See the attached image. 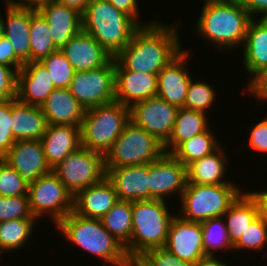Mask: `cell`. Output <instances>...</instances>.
Returning <instances> with one entry per match:
<instances>
[{
  "instance_id": "cell-1",
  "label": "cell",
  "mask_w": 267,
  "mask_h": 266,
  "mask_svg": "<svg viewBox=\"0 0 267 266\" xmlns=\"http://www.w3.org/2000/svg\"><path fill=\"white\" fill-rule=\"evenodd\" d=\"M154 21L140 26L114 57L126 70L158 75L183 50L178 25Z\"/></svg>"
},
{
  "instance_id": "cell-2",
  "label": "cell",
  "mask_w": 267,
  "mask_h": 266,
  "mask_svg": "<svg viewBox=\"0 0 267 266\" xmlns=\"http://www.w3.org/2000/svg\"><path fill=\"white\" fill-rule=\"evenodd\" d=\"M196 22L197 34L215 48L243 47L247 27L253 19L240 0H204Z\"/></svg>"
},
{
  "instance_id": "cell-3",
  "label": "cell",
  "mask_w": 267,
  "mask_h": 266,
  "mask_svg": "<svg viewBox=\"0 0 267 266\" xmlns=\"http://www.w3.org/2000/svg\"><path fill=\"white\" fill-rule=\"evenodd\" d=\"M139 27L132 17L106 0H91L82 14V30L114 57L130 42Z\"/></svg>"
},
{
  "instance_id": "cell-4",
  "label": "cell",
  "mask_w": 267,
  "mask_h": 266,
  "mask_svg": "<svg viewBox=\"0 0 267 266\" xmlns=\"http://www.w3.org/2000/svg\"><path fill=\"white\" fill-rule=\"evenodd\" d=\"M55 226L68 241L114 266H129L124 246L103 226L100 219L85 218L73 211Z\"/></svg>"
},
{
  "instance_id": "cell-5",
  "label": "cell",
  "mask_w": 267,
  "mask_h": 266,
  "mask_svg": "<svg viewBox=\"0 0 267 266\" xmlns=\"http://www.w3.org/2000/svg\"><path fill=\"white\" fill-rule=\"evenodd\" d=\"M165 201L151 199L132 202V235L124 247L129 259L165 246L170 224L176 216L169 213Z\"/></svg>"
},
{
  "instance_id": "cell-6",
  "label": "cell",
  "mask_w": 267,
  "mask_h": 266,
  "mask_svg": "<svg viewBox=\"0 0 267 266\" xmlns=\"http://www.w3.org/2000/svg\"><path fill=\"white\" fill-rule=\"evenodd\" d=\"M129 121V107L116 101L87 109L80 127L81 146L105 156Z\"/></svg>"
},
{
  "instance_id": "cell-7",
  "label": "cell",
  "mask_w": 267,
  "mask_h": 266,
  "mask_svg": "<svg viewBox=\"0 0 267 266\" xmlns=\"http://www.w3.org/2000/svg\"><path fill=\"white\" fill-rule=\"evenodd\" d=\"M242 193L236 184H187L181 195V215L187 221L203 222L221 217Z\"/></svg>"
},
{
  "instance_id": "cell-8",
  "label": "cell",
  "mask_w": 267,
  "mask_h": 266,
  "mask_svg": "<svg viewBox=\"0 0 267 266\" xmlns=\"http://www.w3.org/2000/svg\"><path fill=\"white\" fill-rule=\"evenodd\" d=\"M165 153L163 143L129 121L105 154V168L149 164Z\"/></svg>"
},
{
  "instance_id": "cell-9",
  "label": "cell",
  "mask_w": 267,
  "mask_h": 266,
  "mask_svg": "<svg viewBox=\"0 0 267 266\" xmlns=\"http://www.w3.org/2000/svg\"><path fill=\"white\" fill-rule=\"evenodd\" d=\"M52 172L74 197L106 176L104 155L81 146L53 167Z\"/></svg>"
},
{
  "instance_id": "cell-10",
  "label": "cell",
  "mask_w": 267,
  "mask_h": 266,
  "mask_svg": "<svg viewBox=\"0 0 267 266\" xmlns=\"http://www.w3.org/2000/svg\"><path fill=\"white\" fill-rule=\"evenodd\" d=\"M28 198L33 216L49 214L53 224L73 211V195L52 171L28 185Z\"/></svg>"
},
{
  "instance_id": "cell-11",
  "label": "cell",
  "mask_w": 267,
  "mask_h": 266,
  "mask_svg": "<svg viewBox=\"0 0 267 266\" xmlns=\"http://www.w3.org/2000/svg\"><path fill=\"white\" fill-rule=\"evenodd\" d=\"M114 58L103 67L75 71L69 87L71 94L87 110L115 101Z\"/></svg>"
},
{
  "instance_id": "cell-12",
  "label": "cell",
  "mask_w": 267,
  "mask_h": 266,
  "mask_svg": "<svg viewBox=\"0 0 267 266\" xmlns=\"http://www.w3.org/2000/svg\"><path fill=\"white\" fill-rule=\"evenodd\" d=\"M129 109L130 121L164 144L170 137L179 108L155 96L136 102Z\"/></svg>"
},
{
  "instance_id": "cell-13",
  "label": "cell",
  "mask_w": 267,
  "mask_h": 266,
  "mask_svg": "<svg viewBox=\"0 0 267 266\" xmlns=\"http://www.w3.org/2000/svg\"><path fill=\"white\" fill-rule=\"evenodd\" d=\"M149 200H164L174 194L180 197L187 186V167L172 154L164 153L148 164Z\"/></svg>"
},
{
  "instance_id": "cell-14",
  "label": "cell",
  "mask_w": 267,
  "mask_h": 266,
  "mask_svg": "<svg viewBox=\"0 0 267 266\" xmlns=\"http://www.w3.org/2000/svg\"><path fill=\"white\" fill-rule=\"evenodd\" d=\"M164 248L192 264L204 257L201 222L187 221L176 215L170 224Z\"/></svg>"
},
{
  "instance_id": "cell-15",
  "label": "cell",
  "mask_w": 267,
  "mask_h": 266,
  "mask_svg": "<svg viewBox=\"0 0 267 266\" xmlns=\"http://www.w3.org/2000/svg\"><path fill=\"white\" fill-rule=\"evenodd\" d=\"M3 159L20 174L27 184L52 171L46 162L40 140L15 141Z\"/></svg>"
},
{
  "instance_id": "cell-16",
  "label": "cell",
  "mask_w": 267,
  "mask_h": 266,
  "mask_svg": "<svg viewBox=\"0 0 267 266\" xmlns=\"http://www.w3.org/2000/svg\"><path fill=\"white\" fill-rule=\"evenodd\" d=\"M188 50H183L157 75V95L168 103L184 107L186 94L192 77L186 68Z\"/></svg>"
},
{
  "instance_id": "cell-17",
  "label": "cell",
  "mask_w": 267,
  "mask_h": 266,
  "mask_svg": "<svg viewBox=\"0 0 267 266\" xmlns=\"http://www.w3.org/2000/svg\"><path fill=\"white\" fill-rule=\"evenodd\" d=\"M60 51L75 71H87L106 66L114 56L102 47L89 33L81 30Z\"/></svg>"
},
{
  "instance_id": "cell-18",
  "label": "cell",
  "mask_w": 267,
  "mask_h": 266,
  "mask_svg": "<svg viewBox=\"0 0 267 266\" xmlns=\"http://www.w3.org/2000/svg\"><path fill=\"white\" fill-rule=\"evenodd\" d=\"M115 101L131 107L157 95V75L126 70L115 58Z\"/></svg>"
},
{
  "instance_id": "cell-19",
  "label": "cell",
  "mask_w": 267,
  "mask_h": 266,
  "mask_svg": "<svg viewBox=\"0 0 267 266\" xmlns=\"http://www.w3.org/2000/svg\"><path fill=\"white\" fill-rule=\"evenodd\" d=\"M54 89L52 79L41 62L25 63L18 71L16 99L21 103L41 107Z\"/></svg>"
},
{
  "instance_id": "cell-20",
  "label": "cell",
  "mask_w": 267,
  "mask_h": 266,
  "mask_svg": "<svg viewBox=\"0 0 267 266\" xmlns=\"http://www.w3.org/2000/svg\"><path fill=\"white\" fill-rule=\"evenodd\" d=\"M118 200L136 202L149 200L148 164L105 168Z\"/></svg>"
},
{
  "instance_id": "cell-21",
  "label": "cell",
  "mask_w": 267,
  "mask_h": 266,
  "mask_svg": "<svg viewBox=\"0 0 267 266\" xmlns=\"http://www.w3.org/2000/svg\"><path fill=\"white\" fill-rule=\"evenodd\" d=\"M6 1V20L2 19V31L12 44L15 55L25 64L30 62L31 8L14 0ZM6 21V22H5Z\"/></svg>"
},
{
  "instance_id": "cell-22",
  "label": "cell",
  "mask_w": 267,
  "mask_h": 266,
  "mask_svg": "<svg viewBox=\"0 0 267 266\" xmlns=\"http://www.w3.org/2000/svg\"><path fill=\"white\" fill-rule=\"evenodd\" d=\"M117 201V193L105 176L74 196L73 212L85 218L101 219Z\"/></svg>"
},
{
  "instance_id": "cell-23",
  "label": "cell",
  "mask_w": 267,
  "mask_h": 266,
  "mask_svg": "<svg viewBox=\"0 0 267 266\" xmlns=\"http://www.w3.org/2000/svg\"><path fill=\"white\" fill-rule=\"evenodd\" d=\"M36 10L48 23L58 49L82 30V14L58 1L41 5Z\"/></svg>"
},
{
  "instance_id": "cell-24",
  "label": "cell",
  "mask_w": 267,
  "mask_h": 266,
  "mask_svg": "<svg viewBox=\"0 0 267 266\" xmlns=\"http://www.w3.org/2000/svg\"><path fill=\"white\" fill-rule=\"evenodd\" d=\"M40 108L47 123L52 125L81 127L86 113V109L71 94L69 88H55Z\"/></svg>"
},
{
  "instance_id": "cell-25",
  "label": "cell",
  "mask_w": 267,
  "mask_h": 266,
  "mask_svg": "<svg viewBox=\"0 0 267 266\" xmlns=\"http://www.w3.org/2000/svg\"><path fill=\"white\" fill-rule=\"evenodd\" d=\"M40 141L46 162L52 169L66 156L81 147L80 127L48 124Z\"/></svg>"
},
{
  "instance_id": "cell-26",
  "label": "cell",
  "mask_w": 267,
  "mask_h": 266,
  "mask_svg": "<svg viewBox=\"0 0 267 266\" xmlns=\"http://www.w3.org/2000/svg\"><path fill=\"white\" fill-rule=\"evenodd\" d=\"M242 49L244 70L251 75V83L267 68V20L254 17L250 21Z\"/></svg>"
},
{
  "instance_id": "cell-27",
  "label": "cell",
  "mask_w": 267,
  "mask_h": 266,
  "mask_svg": "<svg viewBox=\"0 0 267 266\" xmlns=\"http://www.w3.org/2000/svg\"><path fill=\"white\" fill-rule=\"evenodd\" d=\"M11 115V131L15 141L40 140L46 132L48 123L40 107L11 98Z\"/></svg>"
},
{
  "instance_id": "cell-28",
  "label": "cell",
  "mask_w": 267,
  "mask_h": 266,
  "mask_svg": "<svg viewBox=\"0 0 267 266\" xmlns=\"http://www.w3.org/2000/svg\"><path fill=\"white\" fill-rule=\"evenodd\" d=\"M223 146H219L211 154L198 159L187 166V184L218 185L233 184L223 180L228 165ZM226 163V164H225Z\"/></svg>"
},
{
  "instance_id": "cell-29",
  "label": "cell",
  "mask_w": 267,
  "mask_h": 266,
  "mask_svg": "<svg viewBox=\"0 0 267 266\" xmlns=\"http://www.w3.org/2000/svg\"><path fill=\"white\" fill-rule=\"evenodd\" d=\"M207 120L206 113L179 108L170 137L163 144L165 153L171 154L182 142L206 131Z\"/></svg>"
},
{
  "instance_id": "cell-30",
  "label": "cell",
  "mask_w": 267,
  "mask_h": 266,
  "mask_svg": "<svg viewBox=\"0 0 267 266\" xmlns=\"http://www.w3.org/2000/svg\"><path fill=\"white\" fill-rule=\"evenodd\" d=\"M258 216L255 201L247 192L243 191L223 215V218L226 219V228L232 245L239 240Z\"/></svg>"
},
{
  "instance_id": "cell-31",
  "label": "cell",
  "mask_w": 267,
  "mask_h": 266,
  "mask_svg": "<svg viewBox=\"0 0 267 266\" xmlns=\"http://www.w3.org/2000/svg\"><path fill=\"white\" fill-rule=\"evenodd\" d=\"M100 220L124 247L130 242L133 229L132 202L118 200Z\"/></svg>"
},
{
  "instance_id": "cell-32",
  "label": "cell",
  "mask_w": 267,
  "mask_h": 266,
  "mask_svg": "<svg viewBox=\"0 0 267 266\" xmlns=\"http://www.w3.org/2000/svg\"><path fill=\"white\" fill-rule=\"evenodd\" d=\"M56 50L48 23L36 9L31 8L30 62H40Z\"/></svg>"
},
{
  "instance_id": "cell-33",
  "label": "cell",
  "mask_w": 267,
  "mask_h": 266,
  "mask_svg": "<svg viewBox=\"0 0 267 266\" xmlns=\"http://www.w3.org/2000/svg\"><path fill=\"white\" fill-rule=\"evenodd\" d=\"M209 127L206 131L182 142L171 154L185 167L215 151L220 145Z\"/></svg>"
},
{
  "instance_id": "cell-34",
  "label": "cell",
  "mask_w": 267,
  "mask_h": 266,
  "mask_svg": "<svg viewBox=\"0 0 267 266\" xmlns=\"http://www.w3.org/2000/svg\"><path fill=\"white\" fill-rule=\"evenodd\" d=\"M36 218L12 219L0 222V254L21 249L32 235Z\"/></svg>"
},
{
  "instance_id": "cell-35",
  "label": "cell",
  "mask_w": 267,
  "mask_h": 266,
  "mask_svg": "<svg viewBox=\"0 0 267 266\" xmlns=\"http://www.w3.org/2000/svg\"><path fill=\"white\" fill-rule=\"evenodd\" d=\"M205 255H213L215 250L233 249L223 216L201 222Z\"/></svg>"
},
{
  "instance_id": "cell-36",
  "label": "cell",
  "mask_w": 267,
  "mask_h": 266,
  "mask_svg": "<svg viewBox=\"0 0 267 266\" xmlns=\"http://www.w3.org/2000/svg\"><path fill=\"white\" fill-rule=\"evenodd\" d=\"M42 65L47 69L55 88H69L75 70L60 49L43 58Z\"/></svg>"
},
{
  "instance_id": "cell-37",
  "label": "cell",
  "mask_w": 267,
  "mask_h": 266,
  "mask_svg": "<svg viewBox=\"0 0 267 266\" xmlns=\"http://www.w3.org/2000/svg\"><path fill=\"white\" fill-rule=\"evenodd\" d=\"M215 90L210 84L203 81H190V85L186 94L184 108L193 111L206 113L215 99Z\"/></svg>"
},
{
  "instance_id": "cell-38",
  "label": "cell",
  "mask_w": 267,
  "mask_h": 266,
  "mask_svg": "<svg viewBox=\"0 0 267 266\" xmlns=\"http://www.w3.org/2000/svg\"><path fill=\"white\" fill-rule=\"evenodd\" d=\"M28 185L13 167L0 158V196H28Z\"/></svg>"
},
{
  "instance_id": "cell-39",
  "label": "cell",
  "mask_w": 267,
  "mask_h": 266,
  "mask_svg": "<svg viewBox=\"0 0 267 266\" xmlns=\"http://www.w3.org/2000/svg\"><path fill=\"white\" fill-rule=\"evenodd\" d=\"M267 245V223L260 218L257 219L244 231L239 240L233 245L237 252L242 249L261 250ZM239 249V250H238Z\"/></svg>"
},
{
  "instance_id": "cell-40",
  "label": "cell",
  "mask_w": 267,
  "mask_h": 266,
  "mask_svg": "<svg viewBox=\"0 0 267 266\" xmlns=\"http://www.w3.org/2000/svg\"><path fill=\"white\" fill-rule=\"evenodd\" d=\"M21 218H35L30 209L28 196H0V222Z\"/></svg>"
},
{
  "instance_id": "cell-41",
  "label": "cell",
  "mask_w": 267,
  "mask_h": 266,
  "mask_svg": "<svg viewBox=\"0 0 267 266\" xmlns=\"http://www.w3.org/2000/svg\"><path fill=\"white\" fill-rule=\"evenodd\" d=\"M12 120L11 99L0 101V158L9 152L15 142L11 131Z\"/></svg>"
},
{
  "instance_id": "cell-42",
  "label": "cell",
  "mask_w": 267,
  "mask_h": 266,
  "mask_svg": "<svg viewBox=\"0 0 267 266\" xmlns=\"http://www.w3.org/2000/svg\"><path fill=\"white\" fill-rule=\"evenodd\" d=\"M142 256L152 266H194V264L183 261L171 254L164 247L147 250Z\"/></svg>"
},
{
  "instance_id": "cell-43",
  "label": "cell",
  "mask_w": 267,
  "mask_h": 266,
  "mask_svg": "<svg viewBox=\"0 0 267 266\" xmlns=\"http://www.w3.org/2000/svg\"><path fill=\"white\" fill-rule=\"evenodd\" d=\"M18 72L0 64V101L16 98Z\"/></svg>"
},
{
  "instance_id": "cell-44",
  "label": "cell",
  "mask_w": 267,
  "mask_h": 266,
  "mask_svg": "<svg viewBox=\"0 0 267 266\" xmlns=\"http://www.w3.org/2000/svg\"><path fill=\"white\" fill-rule=\"evenodd\" d=\"M249 145L254 151L267 153V118L254 125L250 133Z\"/></svg>"
},
{
  "instance_id": "cell-45",
  "label": "cell",
  "mask_w": 267,
  "mask_h": 266,
  "mask_svg": "<svg viewBox=\"0 0 267 266\" xmlns=\"http://www.w3.org/2000/svg\"><path fill=\"white\" fill-rule=\"evenodd\" d=\"M0 64L12 67L17 72L24 63L15 55L11 42L5 37H0Z\"/></svg>"
},
{
  "instance_id": "cell-46",
  "label": "cell",
  "mask_w": 267,
  "mask_h": 266,
  "mask_svg": "<svg viewBox=\"0 0 267 266\" xmlns=\"http://www.w3.org/2000/svg\"><path fill=\"white\" fill-rule=\"evenodd\" d=\"M247 88L254 97L267 101V68L248 84Z\"/></svg>"
},
{
  "instance_id": "cell-47",
  "label": "cell",
  "mask_w": 267,
  "mask_h": 266,
  "mask_svg": "<svg viewBox=\"0 0 267 266\" xmlns=\"http://www.w3.org/2000/svg\"><path fill=\"white\" fill-rule=\"evenodd\" d=\"M109 3H111L115 8L122 11L126 15L132 17L136 22L138 21V24L140 26H143L145 24H142L138 20V1L137 0H106Z\"/></svg>"
},
{
  "instance_id": "cell-48",
  "label": "cell",
  "mask_w": 267,
  "mask_h": 266,
  "mask_svg": "<svg viewBox=\"0 0 267 266\" xmlns=\"http://www.w3.org/2000/svg\"><path fill=\"white\" fill-rule=\"evenodd\" d=\"M244 8L248 11L252 18L255 14L261 13V18L267 20V0H240ZM255 13V14H254ZM254 15V16H252Z\"/></svg>"
},
{
  "instance_id": "cell-49",
  "label": "cell",
  "mask_w": 267,
  "mask_h": 266,
  "mask_svg": "<svg viewBox=\"0 0 267 266\" xmlns=\"http://www.w3.org/2000/svg\"><path fill=\"white\" fill-rule=\"evenodd\" d=\"M255 201L258 208V215L267 223V190L266 191H246Z\"/></svg>"
},
{
  "instance_id": "cell-50",
  "label": "cell",
  "mask_w": 267,
  "mask_h": 266,
  "mask_svg": "<svg viewBox=\"0 0 267 266\" xmlns=\"http://www.w3.org/2000/svg\"><path fill=\"white\" fill-rule=\"evenodd\" d=\"M194 266H228L227 263H224L215 255H205L204 257L198 259Z\"/></svg>"
},
{
  "instance_id": "cell-51",
  "label": "cell",
  "mask_w": 267,
  "mask_h": 266,
  "mask_svg": "<svg viewBox=\"0 0 267 266\" xmlns=\"http://www.w3.org/2000/svg\"><path fill=\"white\" fill-rule=\"evenodd\" d=\"M90 1L91 0H58L59 3L75 9L81 14H83Z\"/></svg>"
},
{
  "instance_id": "cell-52",
  "label": "cell",
  "mask_w": 267,
  "mask_h": 266,
  "mask_svg": "<svg viewBox=\"0 0 267 266\" xmlns=\"http://www.w3.org/2000/svg\"><path fill=\"white\" fill-rule=\"evenodd\" d=\"M16 3L22 5V6H26L29 8H33V9H37L39 8L41 5H44L46 3H50V2H55L58 0H14ZM26 1V2H25Z\"/></svg>"
},
{
  "instance_id": "cell-53",
  "label": "cell",
  "mask_w": 267,
  "mask_h": 266,
  "mask_svg": "<svg viewBox=\"0 0 267 266\" xmlns=\"http://www.w3.org/2000/svg\"><path fill=\"white\" fill-rule=\"evenodd\" d=\"M129 266H152L142 255L130 259Z\"/></svg>"
},
{
  "instance_id": "cell-54",
  "label": "cell",
  "mask_w": 267,
  "mask_h": 266,
  "mask_svg": "<svg viewBox=\"0 0 267 266\" xmlns=\"http://www.w3.org/2000/svg\"><path fill=\"white\" fill-rule=\"evenodd\" d=\"M2 18L3 17L0 16V37L3 35V31H2Z\"/></svg>"
}]
</instances>
